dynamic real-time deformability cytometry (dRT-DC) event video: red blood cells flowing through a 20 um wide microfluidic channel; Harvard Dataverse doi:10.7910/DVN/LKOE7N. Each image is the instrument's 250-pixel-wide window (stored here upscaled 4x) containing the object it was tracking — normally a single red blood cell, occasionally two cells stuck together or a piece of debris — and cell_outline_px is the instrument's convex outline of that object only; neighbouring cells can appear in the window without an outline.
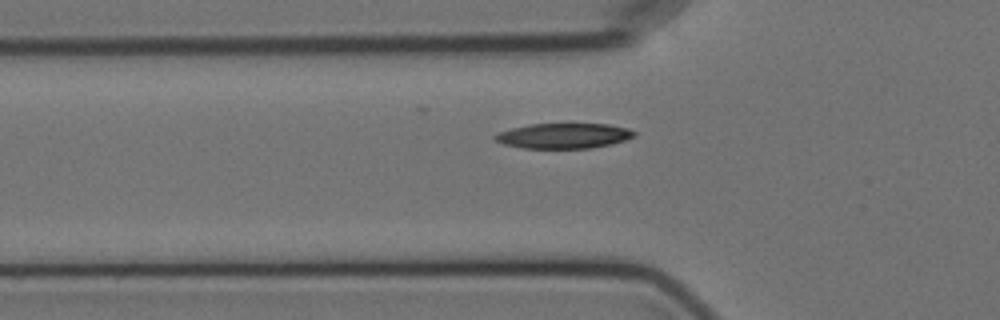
{"species": "Egyptian fruit bat (a non-hibernating species)", "species_latin": "Rousettus aegyptiacus", "temperature_condition": "cold", "stored_images_in_passage": 42, "camera_frame_rate_fps": 3000, "um_per_image_px": 0.085, "animal": {"sex": "female"}, "frame": {"image": 1, "passage_image": 10, "time_ms": 3.0, "image_size_px": [1000, 320], "cell_outline_px": [[636, 132], [632, 136], [624, 140], [608, 144], [588, 148], [524, 148], [504, 144], [492, 140], [492, 136], [500, 132], [512, 128], [528, 124], [608, 124], [628, 128]], "centroid_in_image_um": [47.85, 11.54], "position_along_channel_um": 78.0, "area_um2": 20.23}}
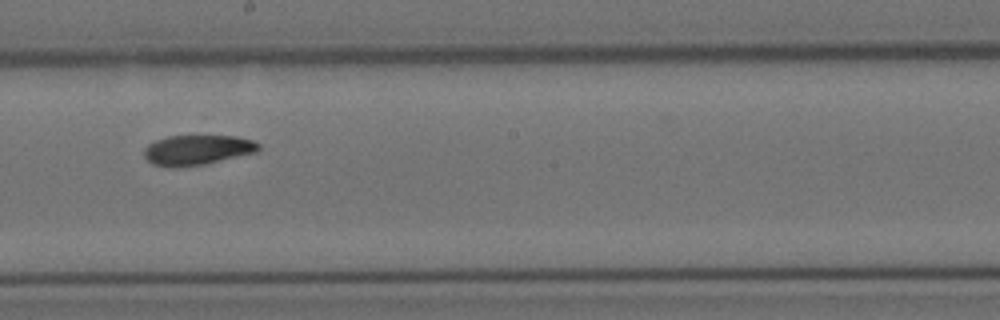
{"frame": {"image": 2, "passage_image": 23, "time_ms": 7.333, "image_size_px": [1000, 320], "cell_outline_px": [[260, 148], [256, 152], [204, 164], [176, 168], [172, 168], [152, 164], [144, 156], [144, 148], [148, 144], [156, 140], [168, 136], [236, 136], [252, 140], [260, 144]], "centroid_in_image_um": [16.74, 12.75], "position_along_channel_um": 231.5, "area_um2": 20.0}}
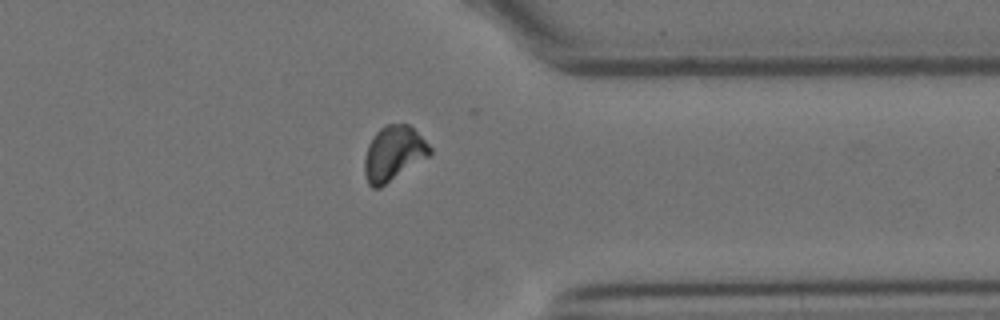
{"frame": {"image": 3, "passage_image": 36, "time_ms": 11.667, "image_size_px": [1000, 320], "cell_outline_px": [[432, 152], [428, 156], [380, 188], [372, 188], [368, 184], [364, 172], [364, 156], [368, 144], [376, 132], [380, 128], [388, 124], [408, 124], [432, 148]], "centroid_in_image_um": [33.41, 13.05], "position_along_channel_um": 378.0, "area_um2": 20.63}, "authors_computed_cell_mechanics": {"area_um2": 20.6635, "velocity_mm_per_s": 3.5226, "shape_relaxation_time_tau1_ms": 4.5298, "shape_relaxation_time_tau2_ms": 4.6809, "deformation_change_tau1": 0.1587, "deformation_change_tau2": 0.0916}}